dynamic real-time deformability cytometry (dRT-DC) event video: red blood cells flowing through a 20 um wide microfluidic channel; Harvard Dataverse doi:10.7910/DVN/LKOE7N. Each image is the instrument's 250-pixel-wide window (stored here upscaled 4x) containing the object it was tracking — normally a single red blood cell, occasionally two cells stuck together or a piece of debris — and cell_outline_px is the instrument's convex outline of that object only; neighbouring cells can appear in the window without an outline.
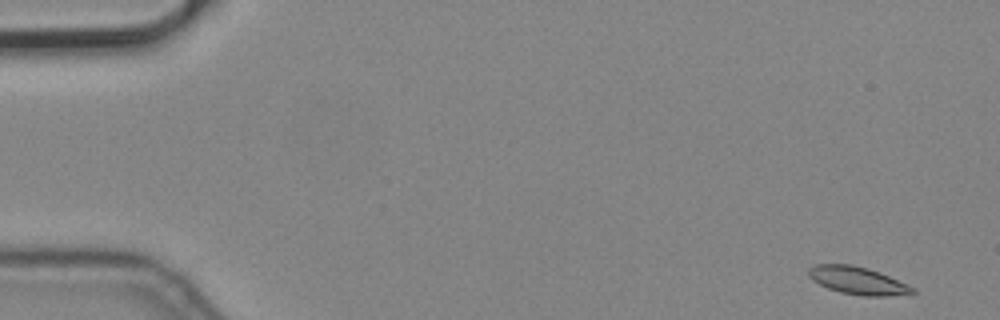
{"species": "common noctule bat (a hibernating species)", "species_latin": "Nyctalus noctula", "temperature_condition": "cold", "stored_images_in_passage": 5, "camera_frame_rate_fps": 3000, "um_per_image_px": 0.085, "animal": {"sex": "male", "body_mass_g": 19.2, "forearm_length_mm": 51.8}, "frame": {"image": 1, "passage_image": 1, "time_ms": 0.0, "image_size_px": [1000, 320], "cell_outline_px": [[916, 292], [884, 296], [864, 296], [840, 292], [828, 288], [812, 280], [808, 276], [808, 268], [816, 264], [852, 264], [868, 268], [880, 272], [908, 284], [916, 288]], "centroid_in_image_um": [72.89, 23.83], "position_along_channel_um": 12.1, "area_um2": 16.76}}
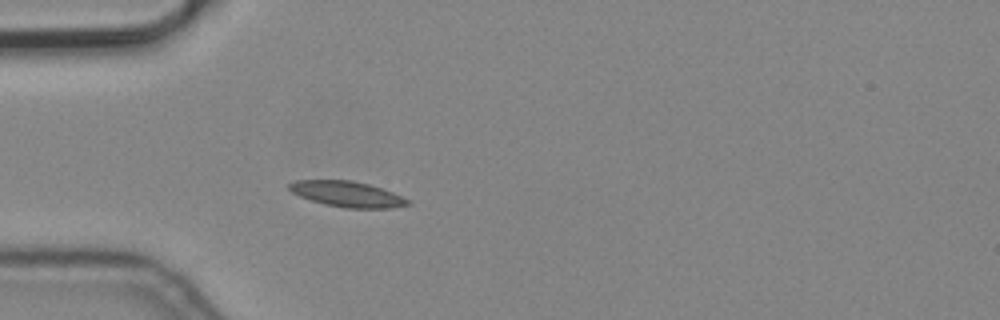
{"frame": {"image": 2, "passage_image": 5, "time_ms": 1.333, "image_size_px": [1000, 320], "cell_outline_px": [[412, 204], [392, 208], [344, 208], [324, 204], [300, 196], [292, 192], [288, 188], [288, 184], [296, 180], [352, 180], [368, 184], [392, 192], [408, 200]], "centroid_in_image_um": [29.5, 16.5], "position_along_channel_um": 55.5, "area_um2": 17.57}}